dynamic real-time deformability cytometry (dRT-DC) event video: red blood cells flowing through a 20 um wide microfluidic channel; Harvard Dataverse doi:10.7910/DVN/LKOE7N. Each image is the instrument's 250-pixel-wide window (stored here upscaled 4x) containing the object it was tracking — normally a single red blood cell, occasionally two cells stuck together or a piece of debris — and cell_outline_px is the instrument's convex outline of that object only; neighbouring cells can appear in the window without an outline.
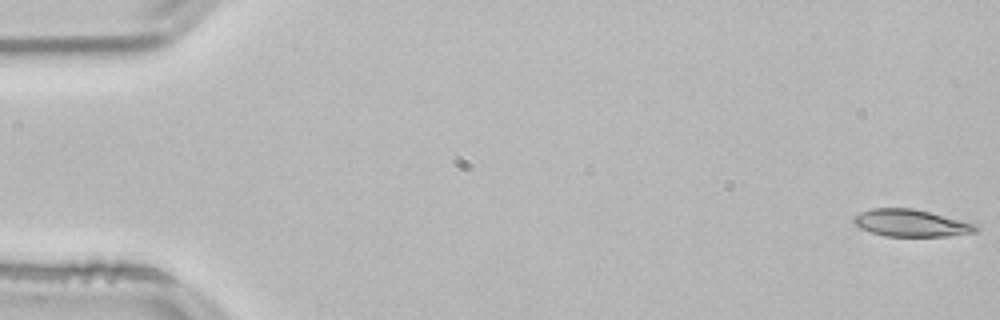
{"species": "common noctule bat (a hibernating species)", "species_latin": "Nyctalus noctula", "temperature_condition": "room temperature", "stored_images_in_passage": 53, "camera_frame_rate_fps": 3000, "um_per_image_px": 0.085, "animal": {"sex": "male", "body_mass_g": 21.5, "forearm_length_mm": 52.0}, "frame": {"image": 1, "passage_image": 1, "time_ms": 0.0, "image_size_px": [1000, 320], "cell_outline_px": [[980, 228], [976, 232], [948, 236], [884, 236], [860, 228], [852, 220], [860, 212], [872, 208], [912, 208], [976, 224]], "centroid_in_image_um": [77.44, 18.96], "position_along_channel_um": 7.6, "area_um2": 19.07}}
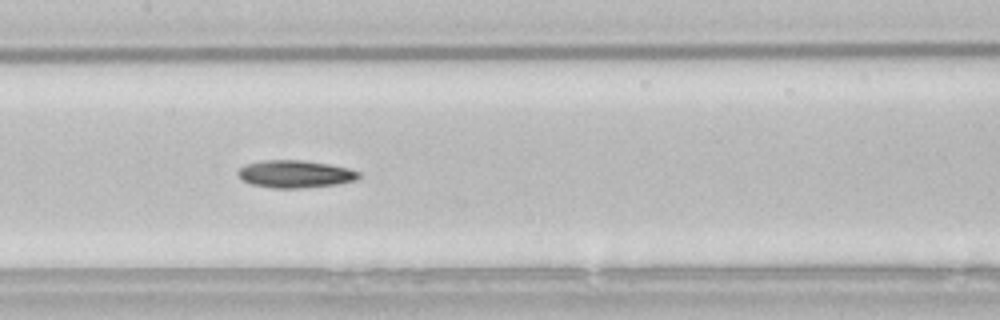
{"frame": {"image": 2, "passage_image": 26, "time_ms": 8.333, "image_size_px": [1000, 320], "cell_outline_px": [[360, 176], [356, 180], [336, 184], [300, 188], [272, 188], [252, 184], [244, 180], [236, 172], [244, 164], [264, 160], [300, 160], [328, 164], [348, 168], [360, 172]], "centroid_in_image_um": [25.08, 14.79], "position_along_channel_um": 182.3, "area_um2": 19.19}}
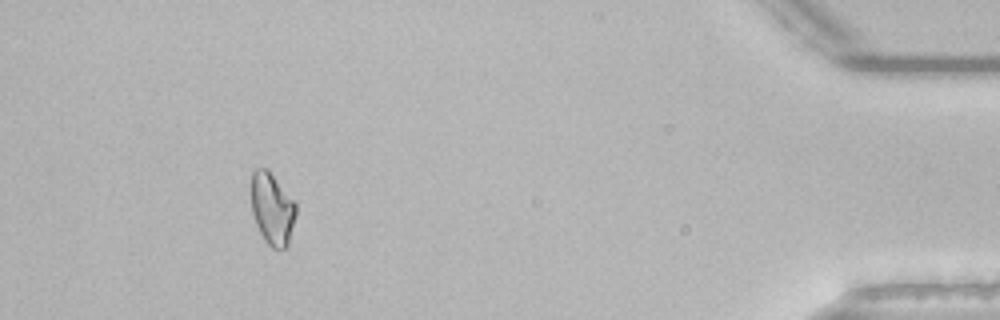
{"frame": {"image": 3, "passage_image": 49, "time_ms": 16.0, "image_size_px": [1000, 320], "cell_outline_px": [[296, 212], [288, 248], [272, 248], [264, 240], [256, 224], [252, 212], [252, 172], [256, 168], [268, 168], [296, 204]], "centroid_in_image_um": [23.14, 17.75], "position_along_channel_um": 412.1, "area_um2": 18.67}}